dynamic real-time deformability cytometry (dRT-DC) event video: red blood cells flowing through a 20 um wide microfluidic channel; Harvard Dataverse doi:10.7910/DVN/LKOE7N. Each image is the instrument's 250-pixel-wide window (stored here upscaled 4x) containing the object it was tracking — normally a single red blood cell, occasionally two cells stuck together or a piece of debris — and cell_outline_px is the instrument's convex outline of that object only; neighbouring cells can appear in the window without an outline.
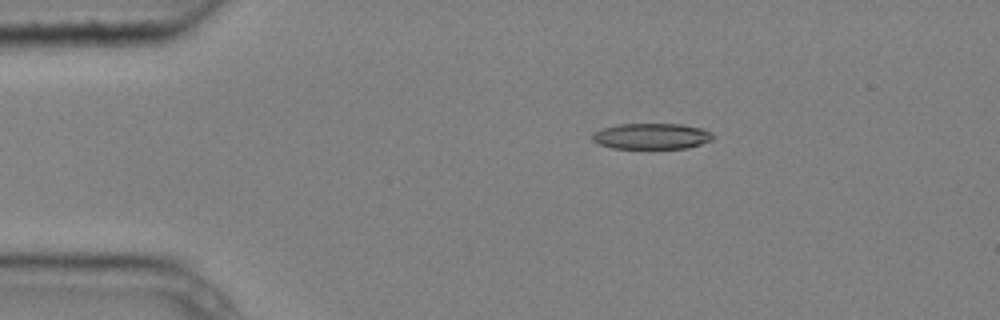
{"species": "common noctule bat (a hibernating species)", "species_latin": "Nyctalus noctula", "temperature_condition": "cold", "stored_images_in_passage": 7, "camera_frame_rate_fps": 3000, "um_per_image_px": 0.085, "animal": {"sex": "male", "body_mass_g": 20.4}, "frame": {"image": 1, "passage_image": 1, "time_ms": 0.0, "image_size_px": [1000, 320], "cell_outline_px": [[712, 140], [688, 148], [612, 148], [600, 144], [592, 140], [592, 132], [600, 128], [616, 124], [680, 124], [704, 128], [712, 132]], "centroid_in_image_um": [55.36, 11.56], "position_along_channel_um": 29.6, "area_um2": 18.32}}
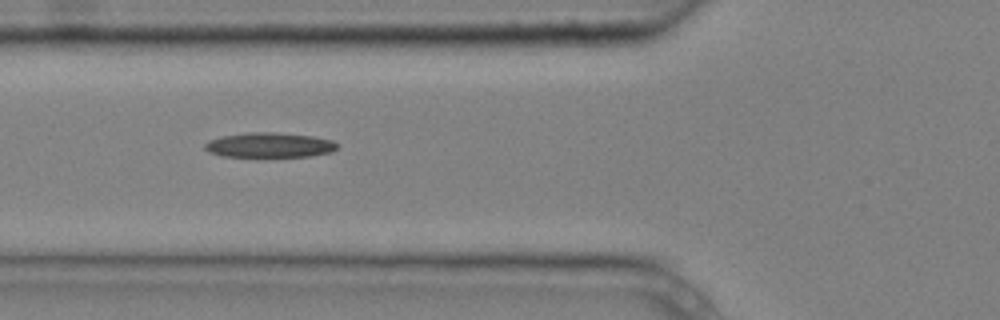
{"frame": {"image": 2, "passage_image": 4, "time_ms": 1.0, "image_size_px": [1000, 320], "cell_outline_px": [[340, 144], [332, 152], [308, 156], [256, 160], [220, 156], [208, 152], [204, 148], [204, 144], [208, 140], [220, 136], [248, 132], [276, 132], [312, 136], [332, 140]], "centroid_in_image_um": [22.84, 12.38], "position_along_channel_um": 103.0, "area_um2": 20.52}}
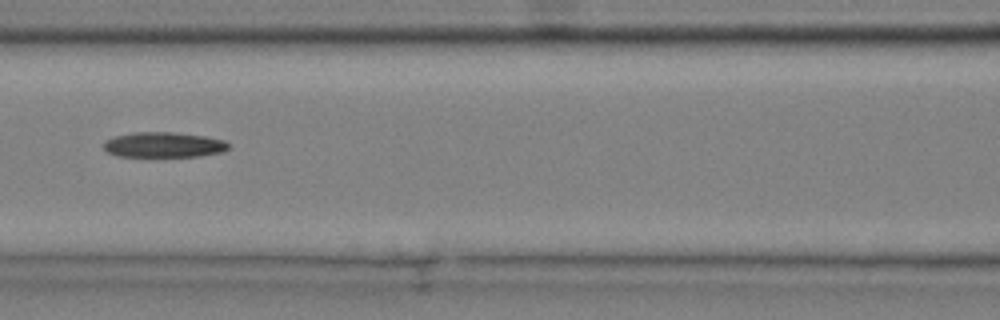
{"frame": {"image": 3, "passage_image": 5, "time_ms": 1.333, "image_size_px": [1000, 320], "cell_outline_px": [[228, 148], [224, 152], [200, 156], [116, 156], [108, 152], [104, 148], [104, 144], [108, 140], [116, 136], [132, 132], [172, 132], [204, 136], [224, 140], [228, 144]], "centroid_in_image_um": [13.94, 12.31], "position_along_channel_um": 152.7, "area_um2": 18.21}}